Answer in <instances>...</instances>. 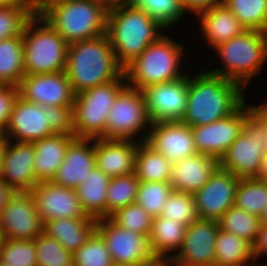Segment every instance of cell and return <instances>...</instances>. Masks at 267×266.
<instances>
[{
    "mask_svg": "<svg viewBox=\"0 0 267 266\" xmlns=\"http://www.w3.org/2000/svg\"><path fill=\"white\" fill-rule=\"evenodd\" d=\"M189 79L186 112L181 122L207 125L233 114L243 103V87L211 72Z\"/></svg>",
    "mask_w": 267,
    "mask_h": 266,
    "instance_id": "1",
    "label": "cell"
},
{
    "mask_svg": "<svg viewBox=\"0 0 267 266\" xmlns=\"http://www.w3.org/2000/svg\"><path fill=\"white\" fill-rule=\"evenodd\" d=\"M65 73L75 94L117 80L124 68L117 62L105 33L69 44Z\"/></svg>",
    "mask_w": 267,
    "mask_h": 266,
    "instance_id": "2",
    "label": "cell"
},
{
    "mask_svg": "<svg viewBox=\"0 0 267 266\" xmlns=\"http://www.w3.org/2000/svg\"><path fill=\"white\" fill-rule=\"evenodd\" d=\"M164 28L145 11L132 5L108 10L106 34L110 40L117 62L125 68L138 57L151 43L162 35ZM158 32V33H157Z\"/></svg>",
    "mask_w": 267,
    "mask_h": 266,
    "instance_id": "3",
    "label": "cell"
},
{
    "mask_svg": "<svg viewBox=\"0 0 267 266\" xmlns=\"http://www.w3.org/2000/svg\"><path fill=\"white\" fill-rule=\"evenodd\" d=\"M108 10L94 0H61L40 16L67 42L90 40L106 33Z\"/></svg>",
    "mask_w": 267,
    "mask_h": 266,
    "instance_id": "4",
    "label": "cell"
},
{
    "mask_svg": "<svg viewBox=\"0 0 267 266\" xmlns=\"http://www.w3.org/2000/svg\"><path fill=\"white\" fill-rule=\"evenodd\" d=\"M174 42L168 36H162L128 64L124 68L126 81L132 83L128 86L142 91L150 85L184 77L178 68L183 47Z\"/></svg>",
    "mask_w": 267,
    "mask_h": 266,
    "instance_id": "5",
    "label": "cell"
},
{
    "mask_svg": "<svg viewBox=\"0 0 267 266\" xmlns=\"http://www.w3.org/2000/svg\"><path fill=\"white\" fill-rule=\"evenodd\" d=\"M216 49L226 68L209 72L244 87L267 59V32L245 30L229 41L219 44Z\"/></svg>",
    "mask_w": 267,
    "mask_h": 266,
    "instance_id": "6",
    "label": "cell"
},
{
    "mask_svg": "<svg viewBox=\"0 0 267 266\" xmlns=\"http://www.w3.org/2000/svg\"><path fill=\"white\" fill-rule=\"evenodd\" d=\"M43 27L35 28L36 22ZM24 70L26 74L63 72L66 68L68 44L40 15H35L23 32Z\"/></svg>",
    "mask_w": 267,
    "mask_h": 266,
    "instance_id": "7",
    "label": "cell"
},
{
    "mask_svg": "<svg viewBox=\"0 0 267 266\" xmlns=\"http://www.w3.org/2000/svg\"><path fill=\"white\" fill-rule=\"evenodd\" d=\"M125 80L126 76L123 73L117 80L75 95L73 117L76 138L95 139L102 138L106 134L109 110L118 93L126 86Z\"/></svg>",
    "mask_w": 267,
    "mask_h": 266,
    "instance_id": "8",
    "label": "cell"
},
{
    "mask_svg": "<svg viewBox=\"0 0 267 266\" xmlns=\"http://www.w3.org/2000/svg\"><path fill=\"white\" fill-rule=\"evenodd\" d=\"M266 149L267 138L263 126L251 114L242 127V133L219 160V167L240 179L257 178Z\"/></svg>",
    "mask_w": 267,
    "mask_h": 266,
    "instance_id": "9",
    "label": "cell"
},
{
    "mask_svg": "<svg viewBox=\"0 0 267 266\" xmlns=\"http://www.w3.org/2000/svg\"><path fill=\"white\" fill-rule=\"evenodd\" d=\"M96 232L104 240L113 264L148 266L157 261L149 236L120 228L109 218L97 220Z\"/></svg>",
    "mask_w": 267,
    "mask_h": 266,
    "instance_id": "10",
    "label": "cell"
},
{
    "mask_svg": "<svg viewBox=\"0 0 267 266\" xmlns=\"http://www.w3.org/2000/svg\"><path fill=\"white\" fill-rule=\"evenodd\" d=\"M152 123L142 91L127 84L109 110L106 134L102 138L132 140L145 124L152 126Z\"/></svg>",
    "mask_w": 267,
    "mask_h": 266,
    "instance_id": "11",
    "label": "cell"
},
{
    "mask_svg": "<svg viewBox=\"0 0 267 266\" xmlns=\"http://www.w3.org/2000/svg\"><path fill=\"white\" fill-rule=\"evenodd\" d=\"M245 102L231 115L207 125L192 126L197 153L210 155L218 160L242 133L251 108ZM247 108V109H246Z\"/></svg>",
    "mask_w": 267,
    "mask_h": 266,
    "instance_id": "12",
    "label": "cell"
},
{
    "mask_svg": "<svg viewBox=\"0 0 267 266\" xmlns=\"http://www.w3.org/2000/svg\"><path fill=\"white\" fill-rule=\"evenodd\" d=\"M5 239L33 240L43 232V222L30 192H15L0 213Z\"/></svg>",
    "mask_w": 267,
    "mask_h": 266,
    "instance_id": "13",
    "label": "cell"
},
{
    "mask_svg": "<svg viewBox=\"0 0 267 266\" xmlns=\"http://www.w3.org/2000/svg\"><path fill=\"white\" fill-rule=\"evenodd\" d=\"M189 77L150 85L142 90L153 123L181 121L187 106Z\"/></svg>",
    "mask_w": 267,
    "mask_h": 266,
    "instance_id": "14",
    "label": "cell"
},
{
    "mask_svg": "<svg viewBox=\"0 0 267 266\" xmlns=\"http://www.w3.org/2000/svg\"><path fill=\"white\" fill-rule=\"evenodd\" d=\"M217 220L199 219L186 228L182 246L175 256H165L181 266H214Z\"/></svg>",
    "mask_w": 267,
    "mask_h": 266,
    "instance_id": "15",
    "label": "cell"
},
{
    "mask_svg": "<svg viewBox=\"0 0 267 266\" xmlns=\"http://www.w3.org/2000/svg\"><path fill=\"white\" fill-rule=\"evenodd\" d=\"M19 96L41 106L74 105L75 93L65 71L45 74H25L19 86Z\"/></svg>",
    "mask_w": 267,
    "mask_h": 266,
    "instance_id": "16",
    "label": "cell"
},
{
    "mask_svg": "<svg viewBox=\"0 0 267 266\" xmlns=\"http://www.w3.org/2000/svg\"><path fill=\"white\" fill-rule=\"evenodd\" d=\"M240 178L220 167L208 182L194 194L200 219L219 220L228 208L234 206Z\"/></svg>",
    "mask_w": 267,
    "mask_h": 266,
    "instance_id": "17",
    "label": "cell"
},
{
    "mask_svg": "<svg viewBox=\"0 0 267 266\" xmlns=\"http://www.w3.org/2000/svg\"><path fill=\"white\" fill-rule=\"evenodd\" d=\"M141 140L171 163L197 154L192 128L181 122H155Z\"/></svg>",
    "mask_w": 267,
    "mask_h": 266,
    "instance_id": "18",
    "label": "cell"
},
{
    "mask_svg": "<svg viewBox=\"0 0 267 266\" xmlns=\"http://www.w3.org/2000/svg\"><path fill=\"white\" fill-rule=\"evenodd\" d=\"M41 221L59 218L85 217L75 189L62 187L52 181L39 182L30 190Z\"/></svg>",
    "mask_w": 267,
    "mask_h": 266,
    "instance_id": "19",
    "label": "cell"
},
{
    "mask_svg": "<svg viewBox=\"0 0 267 266\" xmlns=\"http://www.w3.org/2000/svg\"><path fill=\"white\" fill-rule=\"evenodd\" d=\"M48 106L44 107L36 103L17 98L9 123L4 131L5 137H14L16 142L32 143L54 135L49 127ZM9 135V136H8Z\"/></svg>",
    "mask_w": 267,
    "mask_h": 266,
    "instance_id": "20",
    "label": "cell"
},
{
    "mask_svg": "<svg viewBox=\"0 0 267 266\" xmlns=\"http://www.w3.org/2000/svg\"><path fill=\"white\" fill-rule=\"evenodd\" d=\"M34 160L33 143L17 142L11 146L8 140L0 178L15 192H30L39 183L34 172Z\"/></svg>",
    "mask_w": 267,
    "mask_h": 266,
    "instance_id": "21",
    "label": "cell"
},
{
    "mask_svg": "<svg viewBox=\"0 0 267 266\" xmlns=\"http://www.w3.org/2000/svg\"><path fill=\"white\" fill-rule=\"evenodd\" d=\"M93 139L75 138L68 146L63 163L59 166L52 182L62 187L76 189L85 183L96 167L94 144L88 146Z\"/></svg>",
    "mask_w": 267,
    "mask_h": 266,
    "instance_id": "22",
    "label": "cell"
},
{
    "mask_svg": "<svg viewBox=\"0 0 267 266\" xmlns=\"http://www.w3.org/2000/svg\"><path fill=\"white\" fill-rule=\"evenodd\" d=\"M96 167L109 178L134 174L138 144L131 140L95 138Z\"/></svg>",
    "mask_w": 267,
    "mask_h": 266,
    "instance_id": "23",
    "label": "cell"
},
{
    "mask_svg": "<svg viewBox=\"0 0 267 266\" xmlns=\"http://www.w3.org/2000/svg\"><path fill=\"white\" fill-rule=\"evenodd\" d=\"M218 167L217 158L201 153L172 163L173 190L194 195L208 182Z\"/></svg>",
    "mask_w": 267,
    "mask_h": 266,
    "instance_id": "24",
    "label": "cell"
},
{
    "mask_svg": "<svg viewBox=\"0 0 267 266\" xmlns=\"http://www.w3.org/2000/svg\"><path fill=\"white\" fill-rule=\"evenodd\" d=\"M74 135L54 134L32 142L35 148L34 172L39 182L52 181Z\"/></svg>",
    "mask_w": 267,
    "mask_h": 266,
    "instance_id": "25",
    "label": "cell"
},
{
    "mask_svg": "<svg viewBox=\"0 0 267 266\" xmlns=\"http://www.w3.org/2000/svg\"><path fill=\"white\" fill-rule=\"evenodd\" d=\"M97 220L86 215L78 218H59L43 223V233L55 238L66 250L74 253L96 231Z\"/></svg>",
    "mask_w": 267,
    "mask_h": 266,
    "instance_id": "26",
    "label": "cell"
},
{
    "mask_svg": "<svg viewBox=\"0 0 267 266\" xmlns=\"http://www.w3.org/2000/svg\"><path fill=\"white\" fill-rule=\"evenodd\" d=\"M200 17L202 32L214 48L246 30L225 4L200 13Z\"/></svg>",
    "mask_w": 267,
    "mask_h": 266,
    "instance_id": "27",
    "label": "cell"
},
{
    "mask_svg": "<svg viewBox=\"0 0 267 266\" xmlns=\"http://www.w3.org/2000/svg\"><path fill=\"white\" fill-rule=\"evenodd\" d=\"M85 180L75 189L83 211L96 220L106 218V193L110 178L95 167Z\"/></svg>",
    "mask_w": 267,
    "mask_h": 266,
    "instance_id": "28",
    "label": "cell"
},
{
    "mask_svg": "<svg viewBox=\"0 0 267 266\" xmlns=\"http://www.w3.org/2000/svg\"><path fill=\"white\" fill-rule=\"evenodd\" d=\"M187 226L174 219L158 216L153 218L149 235L150 247L157 259L181 248Z\"/></svg>",
    "mask_w": 267,
    "mask_h": 266,
    "instance_id": "29",
    "label": "cell"
},
{
    "mask_svg": "<svg viewBox=\"0 0 267 266\" xmlns=\"http://www.w3.org/2000/svg\"><path fill=\"white\" fill-rule=\"evenodd\" d=\"M139 141L134 174L140 182H171L172 163L145 142Z\"/></svg>",
    "mask_w": 267,
    "mask_h": 266,
    "instance_id": "30",
    "label": "cell"
},
{
    "mask_svg": "<svg viewBox=\"0 0 267 266\" xmlns=\"http://www.w3.org/2000/svg\"><path fill=\"white\" fill-rule=\"evenodd\" d=\"M215 255L214 266H250L247 262L254 260L249 242L221 229L216 236Z\"/></svg>",
    "mask_w": 267,
    "mask_h": 266,
    "instance_id": "31",
    "label": "cell"
},
{
    "mask_svg": "<svg viewBox=\"0 0 267 266\" xmlns=\"http://www.w3.org/2000/svg\"><path fill=\"white\" fill-rule=\"evenodd\" d=\"M25 74L23 36L0 40V84L18 87Z\"/></svg>",
    "mask_w": 267,
    "mask_h": 266,
    "instance_id": "32",
    "label": "cell"
},
{
    "mask_svg": "<svg viewBox=\"0 0 267 266\" xmlns=\"http://www.w3.org/2000/svg\"><path fill=\"white\" fill-rule=\"evenodd\" d=\"M221 230L243 238L252 246L258 237L262 220L235 205L228 208L218 220Z\"/></svg>",
    "mask_w": 267,
    "mask_h": 266,
    "instance_id": "33",
    "label": "cell"
},
{
    "mask_svg": "<svg viewBox=\"0 0 267 266\" xmlns=\"http://www.w3.org/2000/svg\"><path fill=\"white\" fill-rule=\"evenodd\" d=\"M267 204V181L242 178L236 189L234 205L254 216L262 217Z\"/></svg>",
    "mask_w": 267,
    "mask_h": 266,
    "instance_id": "34",
    "label": "cell"
},
{
    "mask_svg": "<svg viewBox=\"0 0 267 266\" xmlns=\"http://www.w3.org/2000/svg\"><path fill=\"white\" fill-rule=\"evenodd\" d=\"M246 30L267 32V0H225Z\"/></svg>",
    "mask_w": 267,
    "mask_h": 266,
    "instance_id": "35",
    "label": "cell"
},
{
    "mask_svg": "<svg viewBox=\"0 0 267 266\" xmlns=\"http://www.w3.org/2000/svg\"><path fill=\"white\" fill-rule=\"evenodd\" d=\"M139 183L135 174L110 178L106 193V218L117 210L135 203Z\"/></svg>",
    "mask_w": 267,
    "mask_h": 266,
    "instance_id": "36",
    "label": "cell"
},
{
    "mask_svg": "<svg viewBox=\"0 0 267 266\" xmlns=\"http://www.w3.org/2000/svg\"><path fill=\"white\" fill-rule=\"evenodd\" d=\"M173 191L171 182H140L135 203L155 218L161 215Z\"/></svg>",
    "mask_w": 267,
    "mask_h": 266,
    "instance_id": "37",
    "label": "cell"
},
{
    "mask_svg": "<svg viewBox=\"0 0 267 266\" xmlns=\"http://www.w3.org/2000/svg\"><path fill=\"white\" fill-rule=\"evenodd\" d=\"M35 16L32 7L23 2L0 8V40L22 36L27 23Z\"/></svg>",
    "mask_w": 267,
    "mask_h": 266,
    "instance_id": "38",
    "label": "cell"
},
{
    "mask_svg": "<svg viewBox=\"0 0 267 266\" xmlns=\"http://www.w3.org/2000/svg\"><path fill=\"white\" fill-rule=\"evenodd\" d=\"M131 5L145 11L164 28L179 21L185 13L181 0H132Z\"/></svg>",
    "mask_w": 267,
    "mask_h": 266,
    "instance_id": "39",
    "label": "cell"
},
{
    "mask_svg": "<svg viewBox=\"0 0 267 266\" xmlns=\"http://www.w3.org/2000/svg\"><path fill=\"white\" fill-rule=\"evenodd\" d=\"M35 240L37 266H73V253L55 238L41 233Z\"/></svg>",
    "mask_w": 267,
    "mask_h": 266,
    "instance_id": "40",
    "label": "cell"
},
{
    "mask_svg": "<svg viewBox=\"0 0 267 266\" xmlns=\"http://www.w3.org/2000/svg\"><path fill=\"white\" fill-rule=\"evenodd\" d=\"M0 262L6 266H37L35 240L5 239L0 250Z\"/></svg>",
    "mask_w": 267,
    "mask_h": 266,
    "instance_id": "41",
    "label": "cell"
},
{
    "mask_svg": "<svg viewBox=\"0 0 267 266\" xmlns=\"http://www.w3.org/2000/svg\"><path fill=\"white\" fill-rule=\"evenodd\" d=\"M160 216L174 219L187 227L200 219L194 195L176 191L165 202Z\"/></svg>",
    "mask_w": 267,
    "mask_h": 266,
    "instance_id": "42",
    "label": "cell"
},
{
    "mask_svg": "<svg viewBox=\"0 0 267 266\" xmlns=\"http://www.w3.org/2000/svg\"><path fill=\"white\" fill-rule=\"evenodd\" d=\"M113 262L102 237L95 231L73 253V266H112Z\"/></svg>",
    "mask_w": 267,
    "mask_h": 266,
    "instance_id": "43",
    "label": "cell"
},
{
    "mask_svg": "<svg viewBox=\"0 0 267 266\" xmlns=\"http://www.w3.org/2000/svg\"><path fill=\"white\" fill-rule=\"evenodd\" d=\"M109 219L128 231L149 236L153 218L137 203L117 210Z\"/></svg>",
    "mask_w": 267,
    "mask_h": 266,
    "instance_id": "44",
    "label": "cell"
},
{
    "mask_svg": "<svg viewBox=\"0 0 267 266\" xmlns=\"http://www.w3.org/2000/svg\"><path fill=\"white\" fill-rule=\"evenodd\" d=\"M48 120L55 134L74 135L73 105L48 106Z\"/></svg>",
    "mask_w": 267,
    "mask_h": 266,
    "instance_id": "45",
    "label": "cell"
},
{
    "mask_svg": "<svg viewBox=\"0 0 267 266\" xmlns=\"http://www.w3.org/2000/svg\"><path fill=\"white\" fill-rule=\"evenodd\" d=\"M19 97V88L14 85L0 84V129L5 131L14 104Z\"/></svg>",
    "mask_w": 267,
    "mask_h": 266,
    "instance_id": "46",
    "label": "cell"
},
{
    "mask_svg": "<svg viewBox=\"0 0 267 266\" xmlns=\"http://www.w3.org/2000/svg\"><path fill=\"white\" fill-rule=\"evenodd\" d=\"M181 3L185 12L193 11L199 15L210 8L223 5L225 0H181Z\"/></svg>",
    "mask_w": 267,
    "mask_h": 266,
    "instance_id": "47",
    "label": "cell"
},
{
    "mask_svg": "<svg viewBox=\"0 0 267 266\" xmlns=\"http://www.w3.org/2000/svg\"><path fill=\"white\" fill-rule=\"evenodd\" d=\"M263 253L267 254V224H262L258 237L253 245V257L254 260Z\"/></svg>",
    "mask_w": 267,
    "mask_h": 266,
    "instance_id": "48",
    "label": "cell"
},
{
    "mask_svg": "<svg viewBox=\"0 0 267 266\" xmlns=\"http://www.w3.org/2000/svg\"><path fill=\"white\" fill-rule=\"evenodd\" d=\"M251 114L261 123L267 138V103L261 106H250Z\"/></svg>",
    "mask_w": 267,
    "mask_h": 266,
    "instance_id": "49",
    "label": "cell"
},
{
    "mask_svg": "<svg viewBox=\"0 0 267 266\" xmlns=\"http://www.w3.org/2000/svg\"><path fill=\"white\" fill-rule=\"evenodd\" d=\"M14 194L15 191L0 178V213Z\"/></svg>",
    "mask_w": 267,
    "mask_h": 266,
    "instance_id": "50",
    "label": "cell"
},
{
    "mask_svg": "<svg viewBox=\"0 0 267 266\" xmlns=\"http://www.w3.org/2000/svg\"><path fill=\"white\" fill-rule=\"evenodd\" d=\"M132 0H100V3L107 9L131 5Z\"/></svg>",
    "mask_w": 267,
    "mask_h": 266,
    "instance_id": "51",
    "label": "cell"
},
{
    "mask_svg": "<svg viewBox=\"0 0 267 266\" xmlns=\"http://www.w3.org/2000/svg\"><path fill=\"white\" fill-rule=\"evenodd\" d=\"M61 0H39L33 7L32 10L35 15H40L47 7L51 4Z\"/></svg>",
    "mask_w": 267,
    "mask_h": 266,
    "instance_id": "52",
    "label": "cell"
},
{
    "mask_svg": "<svg viewBox=\"0 0 267 266\" xmlns=\"http://www.w3.org/2000/svg\"><path fill=\"white\" fill-rule=\"evenodd\" d=\"M257 178L263 181H267V149L263 153L262 166H261L259 176Z\"/></svg>",
    "mask_w": 267,
    "mask_h": 266,
    "instance_id": "53",
    "label": "cell"
},
{
    "mask_svg": "<svg viewBox=\"0 0 267 266\" xmlns=\"http://www.w3.org/2000/svg\"><path fill=\"white\" fill-rule=\"evenodd\" d=\"M7 143H8V139L6 137H4L1 141H0V170L2 167V162H3V157L5 154V150L7 148Z\"/></svg>",
    "mask_w": 267,
    "mask_h": 266,
    "instance_id": "54",
    "label": "cell"
},
{
    "mask_svg": "<svg viewBox=\"0 0 267 266\" xmlns=\"http://www.w3.org/2000/svg\"><path fill=\"white\" fill-rule=\"evenodd\" d=\"M18 2H19V0H0V8L13 6V5L17 4Z\"/></svg>",
    "mask_w": 267,
    "mask_h": 266,
    "instance_id": "55",
    "label": "cell"
},
{
    "mask_svg": "<svg viewBox=\"0 0 267 266\" xmlns=\"http://www.w3.org/2000/svg\"><path fill=\"white\" fill-rule=\"evenodd\" d=\"M148 266H165V259H157L155 263Z\"/></svg>",
    "mask_w": 267,
    "mask_h": 266,
    "instance_id": "56",
    "label": "cell"
},
{
    "mask_svg": "<svg viewBox=\"0 0 267 266\" xmlns=\"http://www.w3.org/2000/svg\"><path fill=\"white\" fill-rule=\"evenodd\" d=\"M20 2H23L25 4L30 5L31 7H33L39 0H19Z\"/></svg>",
    "mask_w": 267,
    "mask_h": 266,
    "instance_id": "57",
    "label": "cell"
},
{
    "mask_svg": "<svg viewBox=\"0 0 267 266\" xmlns=\"http://www.w3.org/2000/svg\"><path fill=\"white\" fill-rule=\"evenodd\" d=\"M261 220H262V224H267V204H266L264 213H263V215L261 217Z\"/></svg>",
    "mask_w": 267,
    "mask_h": 266,
    "instance_id": "58",
    "label": "cell"
},
{
    "mask_svg": "<svg viewBox=\"0 0 267 266\" xmlns=\"http://www.w3.org/2000/svg\"><path fill=\"white\" fill-rule=\"evenodd\" d=\"M4 241H5L4 234H3V232H2V230L0 228V250H1L2 246H3Z\"/></svg>",
    "mask_w": 267,
    "mask_h": 266,
    "instance_id": "59",
    "label": "cell"
},
{
    "mask_svg": "<svg viewBox=\"0 0 267 266\" xmlns=\"http://www.w3.org/2000/svg\"><path fill=\"white\" fill-rule=\"evenodd\" d=\"M172 263H173V261L171 259H165V266H169L168 264H172ZM174 263H175V265H173V266H181V265L177 264L176 262H174Z\"/></svg>",
    "mask_w": 267,
    "mask_h": 266,
    "instance_id": "60",
    "label": "cell"
},
{
    "mask_svg": "<svg viewBox=\"0 0 267 266\" xmlns=\"http://www.w3.org/2000/svg\"><path fill=\"white\" fill-rule=\"evenodd\" d=\"M5 137V133L2 129H0V141Z\"/></svg>",
    "mask_w": 267,
    "mask_h": 266,
    "instance_id": "61",
    "label": "cell"
},
{
    "mask_svg": "<svg viewBox=\"0 0 267 266\" xmlns=\"http://www.w3.org/2000/svg\"><path fill=\"white\" fill-rule=\"evenodd\" d=\"M112 266H130V265H116V264H113Z\"/></svg>",
    "mask_w": 267,
    "mask_h": 266,
    "instance_id": "62",
    "label": "cell"
}]
</instances>
